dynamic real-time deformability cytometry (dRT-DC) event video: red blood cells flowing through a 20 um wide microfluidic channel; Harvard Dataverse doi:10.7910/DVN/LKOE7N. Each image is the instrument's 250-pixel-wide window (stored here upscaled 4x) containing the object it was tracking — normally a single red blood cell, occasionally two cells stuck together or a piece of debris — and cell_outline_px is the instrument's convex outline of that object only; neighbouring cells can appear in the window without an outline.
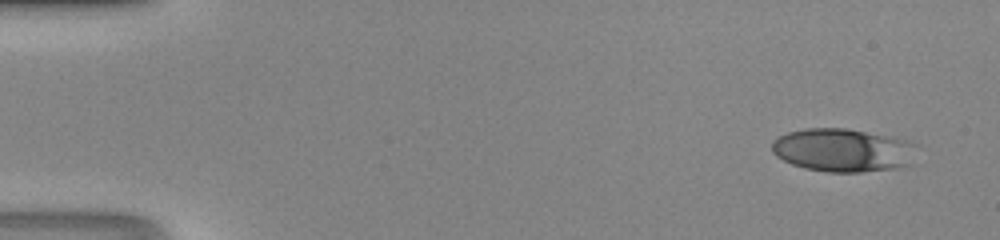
{"species": "human", "species_latin": "Homo sapiens", "temperature_condition": "room temperature", "stored_images_in_passage": 45, "camera_frame_rate_fps": 3000, "um_per_image_px": 0.085, "donor": {"sex": "male"}, "frame": {"image": 1, "passage_image": 1, "time_ms": 0.0, "image_size_px": [1000, 240], "cell_outline_px": [[920, 144], [912, 164], [896, 168], [860, 172], [828, 172], [804, 168], [792, 164], [776, 156], [772, 152], [772, 140], [776, 136], [788, 132], [804, 128], [844, 128], [908, 140]], "centroid_in_image_um": [71.68, 12.76], "position_along_channel_um": 13.3, "area_um2": 36.99}}
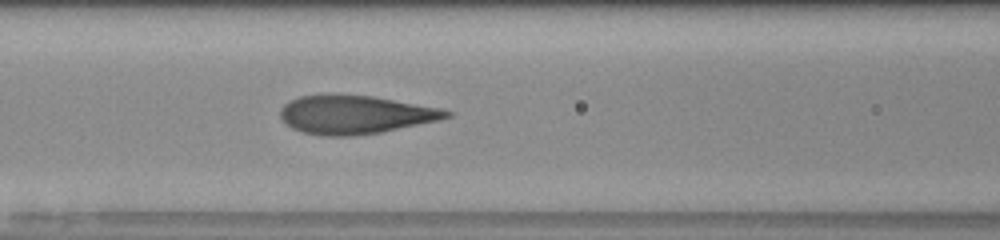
{"frame": {"image": 2, "passage_image": 19, "time_ms": 6.0, "image_size_px": [1000, 240], "cell_outline_px": [[452, 116], [440, 120], [380, 132], [352, 136], [320, 136], [304, 132], [292, 128], [280, 116], [280, 108], [288, 100], [300, 96], [332, 92], [372, 96], [440, 108], [452, 112]], "centroid_in_image_um": [30.15, 9.72], "position_along_channel_um": 136.5, "area_um2": 37.69}}
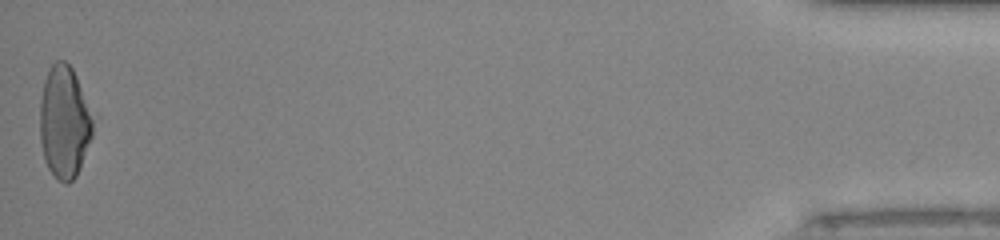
{"frame": {"image": 3, "passage_image": 45, "time_ms": 14.667, "image_size_px": [1000, 240], "cell_outline_px": [[92, 136], [80, 168], [76, 176], [68, 184], [64, 184], [56, 180], [48, 168], [44, 160], [40, 140], [40, 100], [44, 80], [48, 68], [56, 60], [64, 60], [72, 68], [76, 76], [92, 116]], "centroid_in_image_um": [5.44, 10.4], "position_along_channel_um": 429.8, "area_um2": 34.74}}